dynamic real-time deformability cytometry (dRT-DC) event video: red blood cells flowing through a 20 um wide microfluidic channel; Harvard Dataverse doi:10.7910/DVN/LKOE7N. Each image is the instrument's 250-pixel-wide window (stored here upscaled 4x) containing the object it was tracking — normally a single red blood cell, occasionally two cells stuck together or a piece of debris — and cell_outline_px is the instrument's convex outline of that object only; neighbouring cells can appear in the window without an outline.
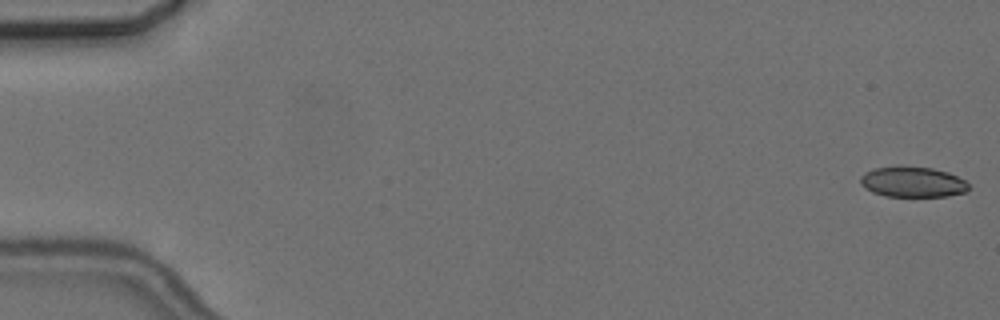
{"species": "common noctule bat (a hibernating species)", "species_latin": "Nyctalus noctula", "temperature_condition": "cold", "stored_images_in_passage": 11, "camera_frame_rate_fps": 3000, "um_per_image_px": 0.085, "animal": {"sex": "female", "body_mass_g": 24.6, "forearm_length_mm": 56.2}, "frame": {"image": 1, "passage_image": 1, "time_ms": 0.0, "image_size_px": [1000, 320], "cell_outline_px": [[968, 188], [964, 192], [948, 196], [884, 196], [872, 192], [864, 188], [860, 184], [860, 176], [864, 172], [876, 168], [900, 164], [932, 168], [948, 172], [964, 180], [968, 184]], "centroid_in_image_um": [77.51, 15.44], "position_along_channel_um": 7.5, "area_um2": 19.54}}
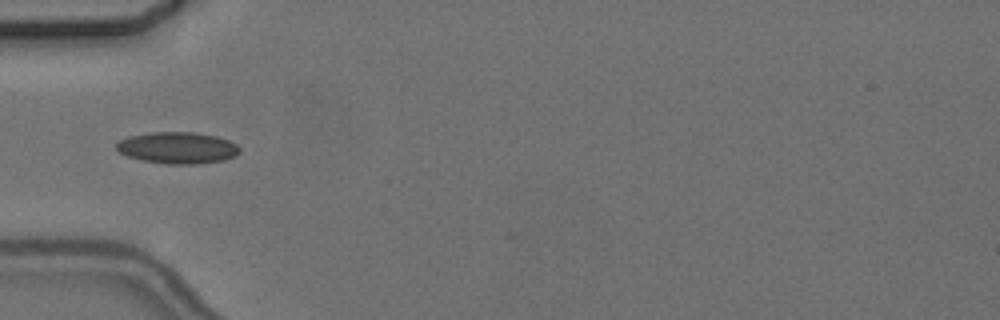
{"frame": {"image": 2, "passage_image": 5, "time_ms": 6.0, "image_size_px": [1000, 320], "cell_outline_px": [[240, 152], [236, 156], [224, 160], [196, 164], [168, 164], [144, 160], [128, 156], [120, 152], [116, 148], [116, 144], [120, 140], [128, 136], [152, 132], [192, 132], [216, 136], [228, 140], [236, 144], [240, 148]], "centroid_in_image_um": [15.12, 12.56], "position_along_channel_um": 69.9, "area_um2": 22.6}}
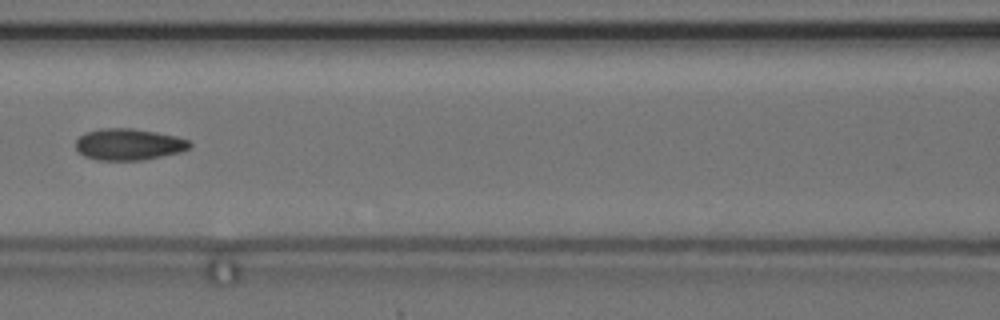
{"frame": {"image": 3, "passage_image": 7, "time_ms": 8.333, "image_size_px": [1000, 320], "cell_outline_px": [[192, 144], [188, 148], [180, 152], [140, 160], [96, 160], [84, 156], [76, 148], [76, 140], [84, 132], [100, 128], [132, 128], [156, 132], [176, 136], [188, 140]], "centroid_in_image_um": [10.91, 12.26], "position_along_channel_um": 155.7, "area_um2": 20.87}}